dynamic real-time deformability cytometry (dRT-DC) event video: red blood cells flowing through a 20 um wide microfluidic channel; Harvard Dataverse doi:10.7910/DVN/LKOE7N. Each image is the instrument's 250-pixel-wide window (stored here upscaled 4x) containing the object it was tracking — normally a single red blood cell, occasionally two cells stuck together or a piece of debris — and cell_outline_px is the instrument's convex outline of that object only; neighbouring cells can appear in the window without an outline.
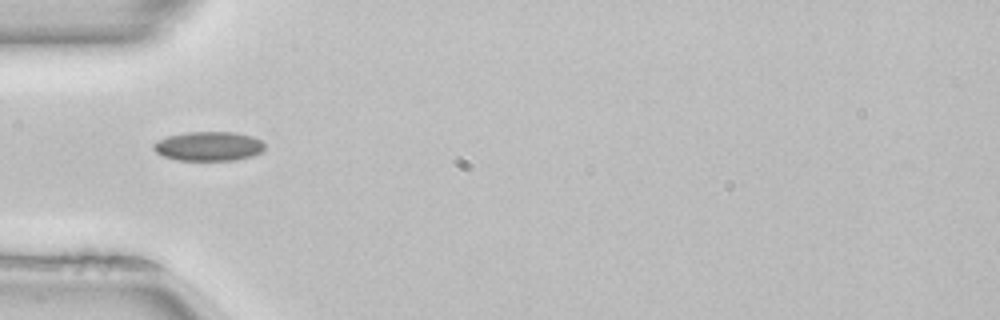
{"species": "common noctule bat (a hibernating species)", "species_latin": "Nyctalus noctula", "temperature_condition": "room temperature", "stored_images_in_passage": 36, "camera_frame_rate_fps": 3000, "um_per_image_px": 0.085, "animal": {"sex": "female", "body_mass_g": 22.7, "forearm_length_mm": 54.2}, "frame": {"image": 1, "passage_image": 1, "time_ms": 0.0, "image_size_px": [1000, 320], "cell_outline_px": [[264, 148], [260, 152], [252, 156], [236, 160], [176, 160], [164, 156], [156, 152], [152, 148], [152, 144], [168, 136], [188, 132], [236, 132], [252, 136], [260, 140], [264, 144]], "centroid_in_image_um": [17.73, 12.43], "position_along_channel_um": 67.3, "area_um2": 18.9}, "authors_computed_cell_mechanics": {"area_um2": 17.8891, "velocity_mm_per_s": 4.0312, "shape_relaxation_time_tau1_ms": null, "shape_relaxation_time_tau2_ms": 5.4176, "deformation_change_tau1": null, "deformation_change_tau2": 0.0963}}